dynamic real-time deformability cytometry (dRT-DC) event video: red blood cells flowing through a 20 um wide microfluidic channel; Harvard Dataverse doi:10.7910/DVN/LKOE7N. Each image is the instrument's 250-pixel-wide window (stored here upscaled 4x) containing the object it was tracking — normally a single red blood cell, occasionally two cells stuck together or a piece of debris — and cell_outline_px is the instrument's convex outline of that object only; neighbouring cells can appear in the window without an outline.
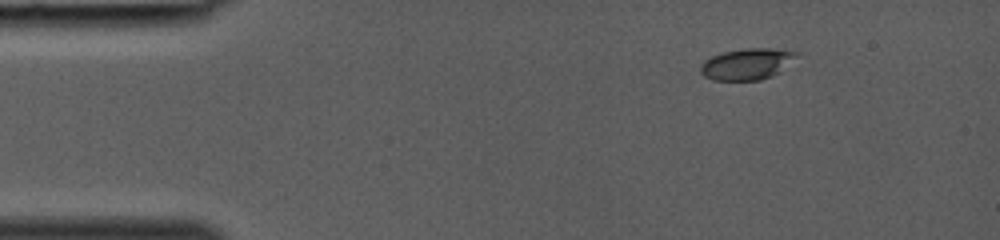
{"species": "common noctule bat (a hibernating species)", "species_latin": "Nyctalus noctula", "temperature_condition": "room temperature", "stored_images_in_passage": 34, "camera_frame_rate_fps": 3000, "um_per_image_px": 0.085, "animal": {"sex": "female", "body_mass_g": 19.0, "forearm_length_mm": 53.3}, "frame": {"image": 1, "passage_image": 1, "time_ms": 0.0, "image_size_px": [1000, 240], "cell_outline_px": [[800, 52], [780, 72], [772, 76], [760, 80], [712, 80], [704, 76], [700, 72], [700, 64], [704, 60], [712, 56], [724, 52], [744, 48], [772, 48]], "centroid_in_image_um": [63.47, 5.44], "position_along_channel_um": 21.5, "area_um2": 17.51}}
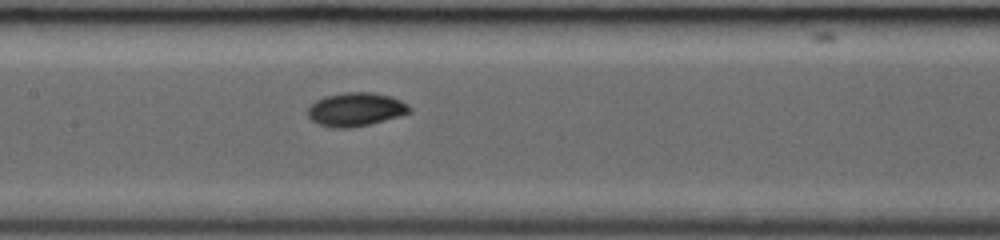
{"frame": {"image": 2, "passage_image": 15, "time_ms": 4.667, "image_size_px": [1000, 240], "cell_outline_px": [[412, 112], [400, 116], [352, 128], [332, 128], [320, 124], [312, 120], [308, 116], [308, 108], [316, 100], [324, 96], [344, 92], [372, 92], [392, 96], [408, 104], [412, 108]], "centroid_in_image_um": [30.26, 9.29], "position_along_channel_um": 177.1, "area_um2": 20.0}}
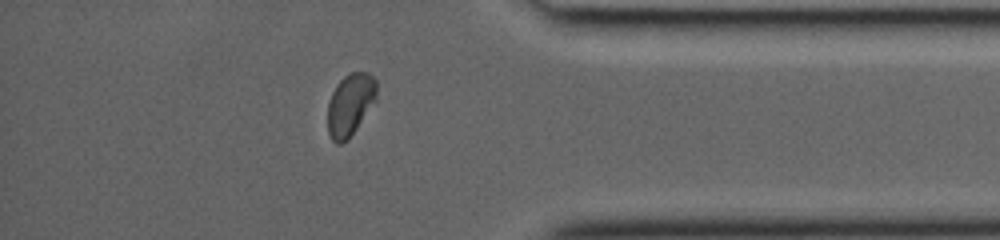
{"frame": {"image": 3, "passage_image": 29, "time_ms": 9.333, "image_size_px": [1000, 240], "cell_outline_px": [[376, 100], [348, 140], [340, 144], [336, 144], [332, 140], [328, 132], [328, 104], [332, 92], [336, 84], [344, 76], [352, 72], [368, 72], [376, 80]], "centroid_in_image_um": [29.76, 8.89], "position_along_channel_um": 405.4, "area_um2": 17.69}}